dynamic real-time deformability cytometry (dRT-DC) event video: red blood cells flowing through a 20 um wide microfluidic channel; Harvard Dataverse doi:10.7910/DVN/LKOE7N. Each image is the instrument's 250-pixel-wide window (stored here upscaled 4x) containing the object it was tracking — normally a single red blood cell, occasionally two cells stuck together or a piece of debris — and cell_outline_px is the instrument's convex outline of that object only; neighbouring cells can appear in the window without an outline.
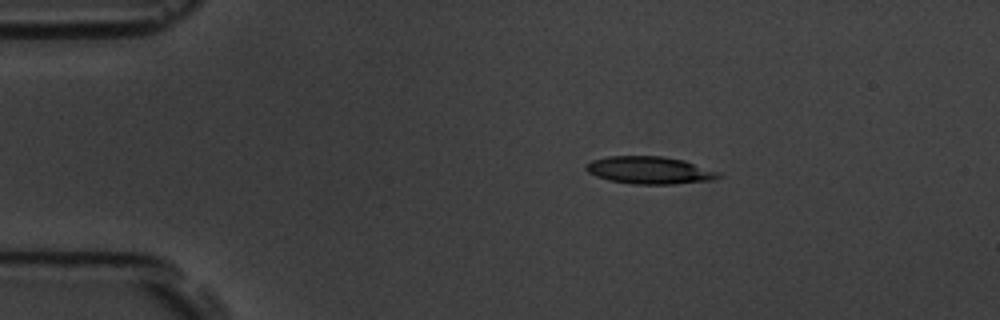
{"species": "common noctule bat (a hibernating species)", "species_latin": "Nyctalus noctula", "temperature_condition": "room temperature", "stored_images_in_passage": 6, "camera_frame_rate_fps": 3000, "um_per_image_px": 0.085, "animal": {"sex": "male", "body_mass_g": 19.5, "forearm_length_mm": 54.6}, "frame": {"image": 1, "passage_image": 3, "time_ms": 2.333, "image_size_px": [1000, 320], "cell_outline_px": [[724, 176], [712, 180], [672, 184], [632, 184], [608, 180], [596, 176], [588, 172], [584, 168], [592, 160], [608, 156], [660, 156], [684, 160], [720, 172]], "centroid_in_image_um": [55.23, 14.47], "position_along_channel_um": 29.8, "area_um2": 21.21}}
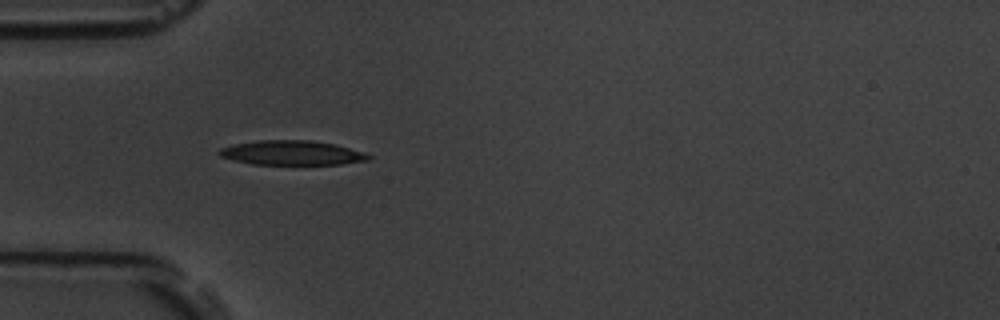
{"frame": {"image": 2, "passage_image": 5, "time_ms": 4.667, "image_size_px": [1000, 320], "cell_outline_px": [[372, 156], [368, 160], [340, 164], [252, 164], [232, 160], [220, 156], [216, 152], [220, 148], [232, 144], [260, 140], [312, 140], [332, 144], [348, 148]], "centroid_in_image_um": [24.71, 12.99], "position_along_channel_um": 60.3, "area_um2": 21.1}}
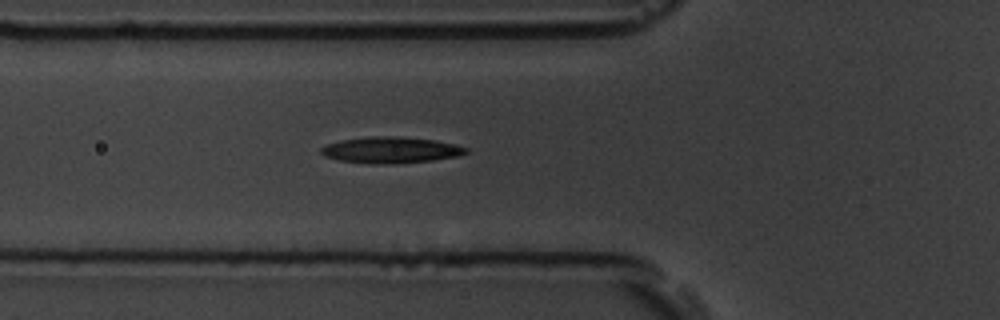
{"frame": {"image": 3, "passage_image": 6, "time_ms": 5.667, "image_size_px": [1000, 320], "cell_outline_px": [[468, 152], [456, 156], [432, 160], [392, 164], [372, 164], [340, 160], [324, 156], [320, 152], [320, 148], [328, 144], [340, 140], [372, 136], [396, 136], [436, 140], [456, 144], [468, 148]], "centroid_in_image_um": [33.21, 12.75], "position_along_channel_um": 92.6, "area_um2": 22.14}}